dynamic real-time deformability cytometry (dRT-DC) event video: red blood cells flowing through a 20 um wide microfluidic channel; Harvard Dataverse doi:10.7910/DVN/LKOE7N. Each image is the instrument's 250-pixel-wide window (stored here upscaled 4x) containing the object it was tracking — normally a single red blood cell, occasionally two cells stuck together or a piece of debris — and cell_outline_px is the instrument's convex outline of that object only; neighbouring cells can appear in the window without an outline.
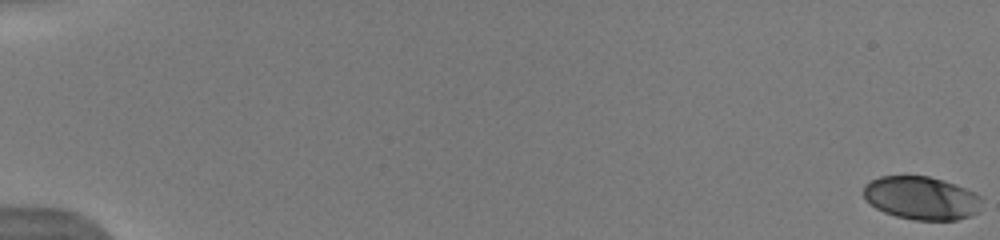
{"species": "human", "species_latin": "Homo sapiens", "temperature_condition": "warm", "stored_images_in_passage": 28, "camera_frame_rate_fps": 3000, "um_per_image_px": 0.085, "donor": {"sex": "male"}, "frame": {"image": 1, "passage_image": 1, "time_ms": 0.0, "image_size_px": [1000, 240], "cell_outline_px": [[984, 200], [980, 212], [956, 220], [916, 220], [896, 216], [884, 212], [876, 208], [864, 196], [864, 184], [880, 176], [928, 176], [944, 180], [956, 184], [976, 192]], "centroid_in_image_um": [78.39, 16.83], "position_along_channel_um": 6.6, "area_um2": 30.0}}
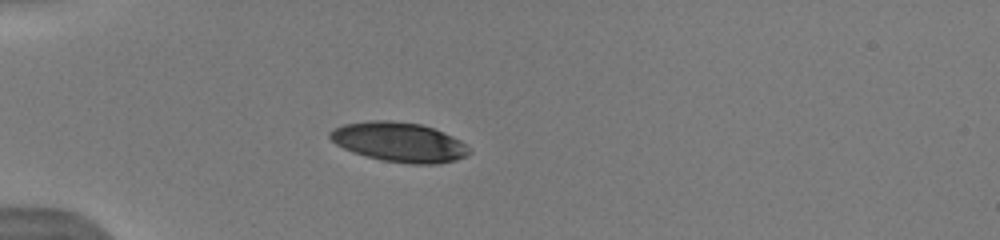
{"frame": {"image": 2, "passage_image": 14, "time_ms": 5.333, "image_size_px": [1000, 240], "cell_outline_px": [[472, 152], [468, 156], [456, 160], [436, 164], [408, 164], [384, 160], [352, 152], [336, 144], [328, 136], [328, 132], [332, 128], [344, 124], [368, 120], [392, 120], [420, 124], [444, 132], [468, 144]], "centroid_in_image_um": [33.95, 12.07], "position_along_channel_um": 51.0, "area_um2": 32.37}}
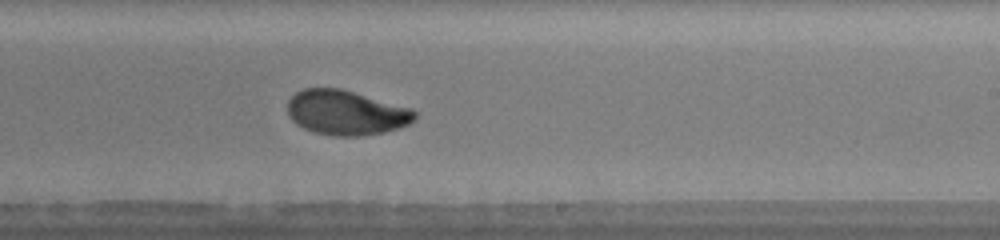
{"frame": {"image": 3, "passage_image": 28, "time_ms": 11.0, "image_size_px": [1000, 240], "cell_outline_px": [[416, 120], [408, 124], [384, 132], [360, 136], [332, 136], [312, 132], [296, 124], [288, 116], [288, 100], [296, 92], [304, 88], [340, 88], [412, 108], [416, 112]], "centroid_in_image_um": [29.4, 9.58], "position_along_channel_um": 259.6, "area_um2": 33.29}}